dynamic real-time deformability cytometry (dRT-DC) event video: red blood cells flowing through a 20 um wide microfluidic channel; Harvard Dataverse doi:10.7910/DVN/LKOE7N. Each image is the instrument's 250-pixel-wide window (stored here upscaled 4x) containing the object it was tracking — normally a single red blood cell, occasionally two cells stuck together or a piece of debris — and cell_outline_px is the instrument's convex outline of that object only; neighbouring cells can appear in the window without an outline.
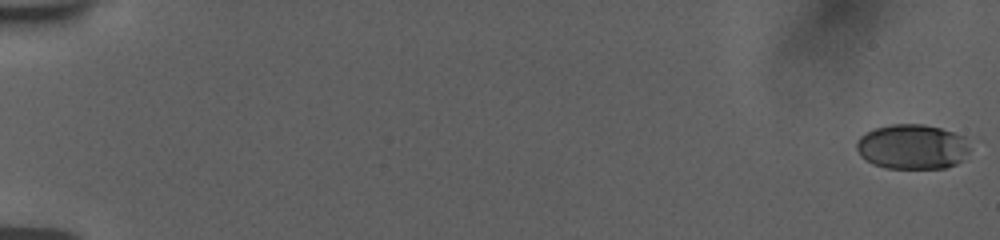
{"species": "human", "species_latin": "Homo sapiens", "temperature_condition": "room temperature", "stored_images_in_passage": 16, "camera_frame_rate_fps": 3000, "um_per_image_px": 0.085, "donor": {"sex": "female"}, "frame": {"image": 1, "passage_image": 1, "time_ms": 0.0, "image_size_px": [1000, 240], "cell_outline_px": [[968, 152], [956, 164], [944, 168], [888, 168], [872, 164], [864, 160], [860, 156], [856, 148], [856, 140], [860, 136], [876, 128], [892, 124], [924, 124], [940, 128], [964, 136], [968, 148]], "centroid_in_image_um": [77.49, 12.48], "position_along_channel_um": 7.5, "area_um2": 29.54}}